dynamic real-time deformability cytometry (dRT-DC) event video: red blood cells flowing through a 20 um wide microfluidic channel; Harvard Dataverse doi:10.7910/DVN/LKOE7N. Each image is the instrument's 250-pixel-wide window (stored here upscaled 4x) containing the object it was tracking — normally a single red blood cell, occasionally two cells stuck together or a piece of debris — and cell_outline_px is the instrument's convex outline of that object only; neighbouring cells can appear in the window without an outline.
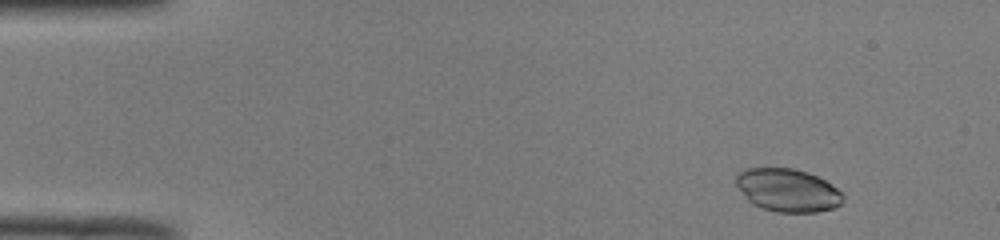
{"species": "common noctule bat (a hibernating species)", "species_latin": "Nyctalus noctula", "temperature_condition": "room temperature", "stored_images_in_passage": 47, "camera_frame_rate_fps": 3000, "um_per_image_px": 0.085, "animal": {"sex": "male", "body_mass_g": 19.0, "forearm_length_mm": 50.8}, "frame": {"image": 1, "passage_image": 1, "time_ms": 0.0, "image_size_px": [1000, 240], "cell_outline_px": [[844, 196], [840, 204], [832, 208], [816, 212], [776, 212], [752, 204], [748, 200], [736, 184], [736, 172], [748, 168], [792, 168], [808, 172], [824, 180], [836, 188]], "centroid_in_image_um": [66.92, 16.16], "position_along_channel_um": 18.1, "area_um2": 26.59}}
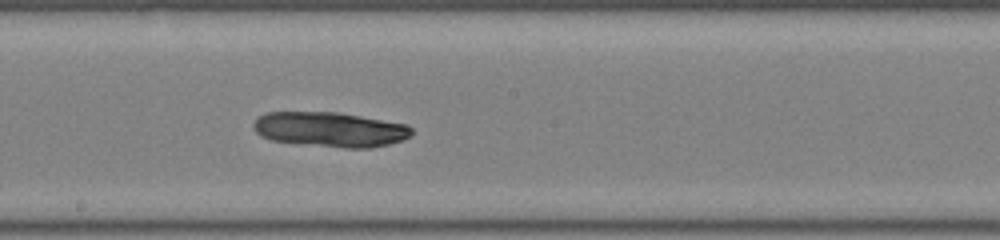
{"frame": {"image": 2, "passage_image": 24, "time_ms": 7.667, "image_size_px": [1000, 240], "cell_outline_px": [[412, 136], [404, 140], [372, 148], [344, 148], [272, 140], [260, 136], [256, 132], [252, 124], [264, 112], [336, 112], [408, 124], [412, 128]], "centroid_in_image_um": [28.09, 11.0], "position_along_channel_um": 220.1, "area_um2": 32.14}}
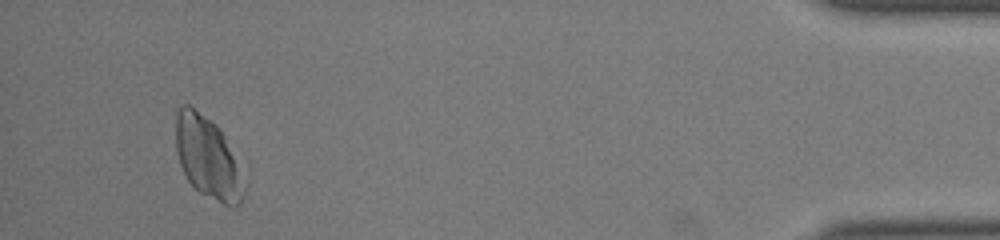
{"frame": {"image": 3, "passage_image": 44, "time_ms": 14.333, "image_size_px": [1000, 240], "cell_outline_px": [[244, 196], [240, 204], [232, 208], [200, 192], [188, 180], [180, 164], [176, 152], [176, 112], [180, 104], [188, 104], [216, 124], [224, 136], [232, 156], [244, 192]], "centroid_in_image_um": [17.57, 13.36], "position_along_channel_um": 417.6, "area_um2": 31.33}}